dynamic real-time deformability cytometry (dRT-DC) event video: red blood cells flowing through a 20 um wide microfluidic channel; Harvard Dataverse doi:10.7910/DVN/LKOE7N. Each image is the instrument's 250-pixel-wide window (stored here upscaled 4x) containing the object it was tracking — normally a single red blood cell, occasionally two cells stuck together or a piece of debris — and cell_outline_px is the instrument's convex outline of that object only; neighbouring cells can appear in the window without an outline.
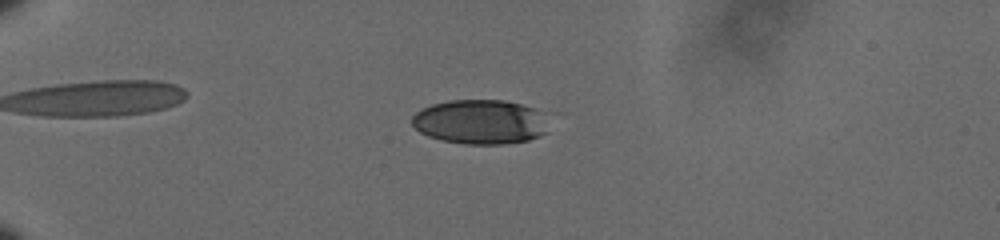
{"species": "human", "species_latin": "Homo sapiens", "temperature_condition": "cold", "stored_images_in_passage": 62, "camera_frame_rate_fps": 3000, "um_per_image_px": 0.085, "donor": {"sex": "male"}, "frame": {"image": 1, "passage_image": 19, "time_ms": 6.0, "image_size_px": [1000, 240], "cell_outline_px": [[544, 132], [540, 136], [528, 140], [504, 144], [464, 144], [444, 140], [428, 136], [420, 132], [412, 124], [412, 116], [420, 108], [432, 104], [448, 100], [504, 100], [520, 104], [532, 108]], "centroid_in_image_um": [40.64, 10.36], "position_along_channel_um": 44.4, "area_um2": 34.39}}
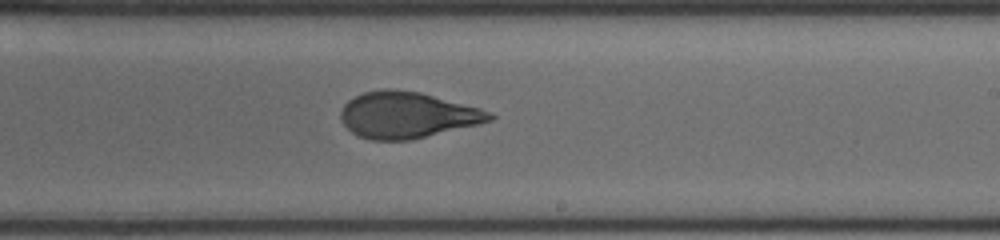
{"frame": {"image": 2, "passage_image": 41, "time_ms": 13.333, "image_size_px": [1000, 240], "cell_outline_px": [[496, 116], [492, 120], [412, 140], [372, 140], [356, 136], [340, 120], [340, 112], [344, 104], [348, 100], [364, 92], [384, 88], [396, 88], [420, 92], [480, 108], [492, 112]], "centroid_in_image_um": [34.58, 9.77], "position_along_channel_um": 254.4, "area_um2": 40.17}}
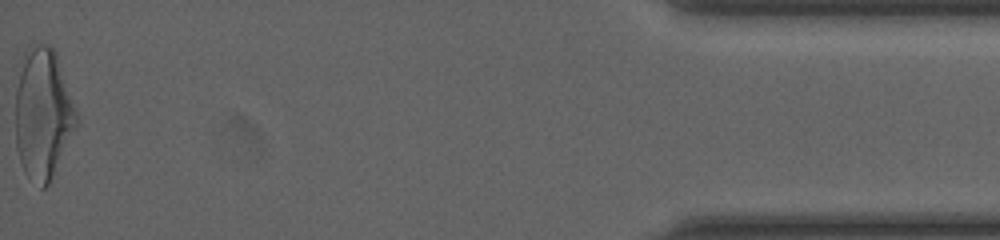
{"frame": {"image": 3, "passage_image": 62, "time_ms": 20.333, "image_size_px": [1000, 240], "cell_outline_px": [[76, 124], [52, 176], [48, 184], [44, 188], [40, 188], [24, 172], [16, 148], [16, 88], [24, 52], [28, 48], [40, 44], [48, 44], [56, 52], [76, 108]], "centroid_in_image_um": [3.63, 9.64], "position_along_channel_um": 431.6, "area_um2": 45.72}, "authors_computed_cell_mechanics": {"area_um2": 39.7375, "velocity_mm_per_s": 3.614, "shape_relaxation_time_tau1_ms": 6.4114, "shape_relaxation_time_tau2_ms": 0.9529, "deformation_change_tau1": 0.2256, "deformation_change_tau2": 0.0816}}